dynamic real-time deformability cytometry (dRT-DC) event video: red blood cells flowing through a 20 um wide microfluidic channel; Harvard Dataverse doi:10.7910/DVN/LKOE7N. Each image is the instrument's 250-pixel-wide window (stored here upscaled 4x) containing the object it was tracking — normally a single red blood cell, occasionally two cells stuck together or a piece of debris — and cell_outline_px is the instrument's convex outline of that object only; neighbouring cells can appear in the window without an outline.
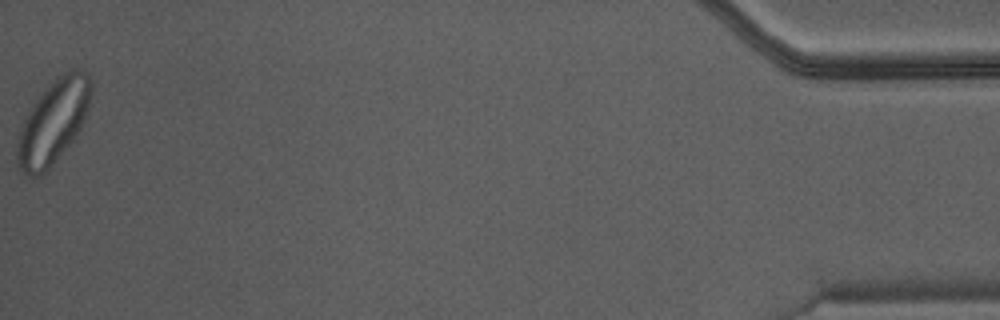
{"species": "Egyptian fruit bat (a non-hibernating species)", "species_latin": "Rousettus aegyptiacus", "temperature_condition": "warm", "stored_images_in_passage": 36, "camera_frame_rate_fps": 3000, "um_per_image_px": 0.085, "animal": {"sex": "male"}, "frame": {"image": 1, "passage_image": 36, "time_ms": 11.667, "image_size_px": [1000, 320], "cell_outline_px": [[92, 92], [88, 108], [84, 120], [76, 136], [52, 164], [40, 176], [28, 176], [20, 168], [16, 160], [16, 144], [20, 128], [28, 108], [44, 88], [56, 76], [72, 68], [80, 68], [88, 72], [92, 84]], "centroid_in_image_um": [4.52, 10.28], "position_along_channel_um": 430.7, "area_um2": 36.53}}